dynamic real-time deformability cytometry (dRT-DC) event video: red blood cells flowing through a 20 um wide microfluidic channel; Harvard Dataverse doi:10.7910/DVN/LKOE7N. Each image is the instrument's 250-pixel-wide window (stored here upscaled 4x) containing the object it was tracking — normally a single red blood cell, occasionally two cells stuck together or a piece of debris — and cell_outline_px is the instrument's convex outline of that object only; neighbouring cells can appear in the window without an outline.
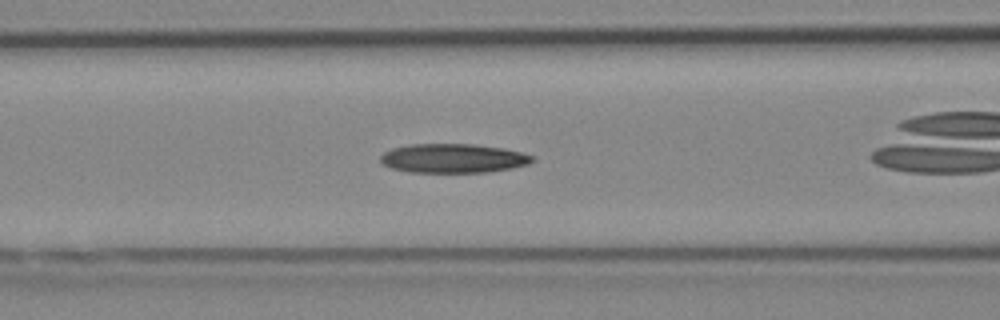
{"species": "Egyptian fruit bat (a non-hibernating species)", "species_latin": "Rousettus aegyptiacus", "temperature_condition": "cold", "stored_images_in_passage": 37, "camera_frame_rate_fps": 3000, "um_per_image_px": 0.085, "animal": {"sex": "female"}, "frame": {"image": 1, "passage_image": 6, "time_ms": 1.667, "image_size_px": [1000, 320], "cell_outline_px": [[536, 160], [528, 164], [512, 168], [488, 172], [408, 172], [392, 168], [384, 164], [380, 160], [380, 156], [384, 152], [392, 148], [412, 144], [476, 144], [504, 148], [536, 156]], "centroid_in_image_um": [38.56, 13.45], "position_along_channel_um": 128.0, "area_um2": 25.89}}